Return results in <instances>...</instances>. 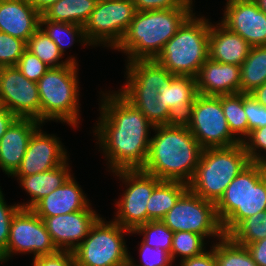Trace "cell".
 <instances>
[{"label":"cell","mask_w":266,"mask_h":266,"mask_svg":"<svg viewBox=\"0 0 266 266\" xmlns=\"http://www.w3.org/2000/svg\"><path fill=\"white\" fill-rule=\"evenodd\" d=\"M108 92L101 94L100 117L93 130L96 143L111 172L142 169L154 125L118 91Z\"/></svg>","instance_id":"obj_1"},{"label":"cell","mask_w":266,"mask_h":266,"mask_svg":"<svg viewBox=\"0 0 266 266\" xmlns=\"http://www.w3.org/2000/svg\"><path fill=\"white\" fill-rule=\"evenodd\" d=\"M146 162L141 170L161 181L188 184L199 164L203 147L185 123L154 126Z\"/></svg>","instance_id":"obj_2"},{"label":"cell","mask_w":266,"mask_h":266,"mask_svg":"<svg viewBox=\"0 0 266 266\" xmlns=\"http://www.w3.org/2000/svg\"><path fill=\"white\" fill-rule=\"evenodd\" d=\"M192 9L193 7H178L137 11L115 49L126 53L127 62L156 59L168 40L193 13Z\"/></svg>","instance_id":"obj_3"},{"label":"cell","mask_w":266,"mask_h":266,"mask_svg":"<svg viewBox=\"0 0 266 266\" xmlns=\"http://www.w3.org/2000/svg\"><path fill=\"white\" fill-rule=\"evenodd\" d=\"M195 13L184 21L155 59L173 75L196 78L208 59L211 22Z\"/></svg>","instance_id":"obj_4"},{"label":"cell","mask_w":266,"mask_h":266,"mask_svg":"<svg viewBox=\"0 0 266 266\" xmlns=\"http://www.w3.org/2000/svg\"><path fill=\"white\" fill-rule=\"evenodd\" d=\"M250 163L242 143L230 147L205 148L188 189L216 203L231 181Z\"/></svg>","instance_id":"obj_5"},{"label":"cell","mask_w":266,"mask_h":266,"mask_svg":"<svg viewBox=\"0 0 266 266\" xmlns=\"http://www.w3.org/2000/svg\"><path fill=\"white\" fill-rule=\"evenodd\" d=\"M78 64L71 62L50 68L38 81L40 122L59 121L69 126L79 124Z\"/></svg>","instance_id":"obj_6"},{"label":"cell","mask_w":266,"mask_h":266,"mask_svg":"<svg viewBox=\"0 0 266 266\" xmlns=\"http://www.w3.org/2000/svg\"><path fill=\"white\" fill-rule=\"evenodd\" d=\"M125 233L133 234L114 220L105 222L99 217L88 236L73 251L76 266H128Z\"/></svg>","instance_id":"obj_7"},{"label":"cell","mask_w":266,"mask_h":266,"mask_svg":"<svg viewBox=\"0 0 266 266\" xmlns=\"http://www.w3.org/2000/svg\"><path fill=\"white\" fill-rule=\"evenodd\" d=\"M184 123L204 149L230 147L240 143L230 132L222 108V95L198 94Z\"/></svg>","instance_id":"obj_8"},{"label":"cell","mask_w":266,"mask_h":266,"mask_svg":"<svg viewBox=\"0 0 266 266\" xmlns=\"http://www.w3.org/2000/svg\"><path fill=\"white\" fill-rule=\"evenodd\" d=\"M136 12L133 0H98L83 25L86 39L91 46L103 44L115 50Z\"/></svg>","instance_id":"obj_9"},{"label":"cell","mask_w":266,"mask_h":266,"mask_svg":"<svg viewBox=\"0 0 266 266\" xmlns=\"http://www.w3.org/2000/svg\"><path fill=\"white\" fill-rule=\"evenodd\" d=\"M171 231L195 232L205 239L224 234L216 214L215 203L205 200L187 189L174 207L161 220Z\"/></svg>","instance_id":"obj_10"},{"label":"cell","mask_w":266,"mask_h":266,"mask_svg":"<svg viewBox=\"0 0 266 266\" xmlns=\"http://www.w3.org/2000/svg\"><path fill=\"white\" fill-rule=\"evenodd\" d=\"M125 184L122 198L115 204L118 210L115 219L120 226L131 231L147 223V204L154 188L161 182L154 175L141 169L112 172Z\"/></svg>","instance_id":"obj_11"},{"label":"cell","mask_w":266,"mask_h":266,"mask_svg":"<svg viewBox=\"0 0 266 266\" xmlns=\"http://www.w3.org/2000/svg\"><path fill=\"white\" fill-rule=\"evenodd\" d=\"M44 221L31 209L20 208L10 224L9 239L0 258L8 261L12 255L34 254L33 258L57 253Z\"/></svg>","instance_id":"obj_12"},{"label":"cell","mask_w":266,"mask_h":266,"mask_svg":"<svg viewBox=\"0 0 266 266\" xmlns=\"http://www.w3.org/2000/svg\"><path fill=\"white\" fill-rule=\"evenodd\" d=\"M0 96L4 107L19 118L40 122V96L37 82L27 79L17 66L0 68Z\"/></svg>","instance_id":"obj_13"},{"label":"cell","mask_w":266,"mask_h":266,"mask_svg":"<svg viewBox=\"0 0 266 266\" xmlns=\"http://www.w3.org/2000/svg\"><path fill=\"white\" fill-rule=\"evenodd\" d=\"M225 27L240 35L252 47L266 46V13L255 0H226Z\"/></svg>","instance_id":"obj_14"},{"label":"cell","mask_w":266,"mask_h":266,"mask_svg":"<svg viewBox=\"0 0 266 266\" xmlns=\"http://www.w3.org/2000/svg\"><path fill=\"white\" fill-rule=\"evenodd\" d=\"M40 125L31 136L23 160L12 176H29L51 170L69 158L60 138L41 130Z\"/></svg>","instance_id":"obj_15"},{"label":"cell","mask_w":266,"mask_h":266,"mask_svg":"<svg viewBox=\"0 0 266 266\" xmlns=\"http://www.w3.org/2000/svg\"><path fill=\"white\" fill-rule=\"evenodd\" d=\"M90 206L65 215L41 218L59 251H74L88 236L90 228L100 217Z\"/></svg>","instance_id":"obj_16"},{"label":"cell","mask_w":266,"mask_h":266,"mask_svg":"<svg viewBox=\"0 0 266 266\" xmlns=\"http://www.w3.org/2000/svg\"><path fill=\"white\" fill-rule=\"evenodd\" d=\"M40 125L36 119L17 117L0 139V168L8 177L19 168L29 140Z\"/></svg>","instance_id":"obj_17"},{"label":"cell","mask_w":266,"mask_h":266,"mask_svg":"<svg viewBox=\"0 0 266 266\" xmlns=\"http://www.w3.org/2000/svg\"><path fill=\"white\" fill-rule=\"evenodd\" d=\"M241 67L209 58L196 76L197 92L203 96L240 93Z\"/></svg>","instance_id":"obj_18"},{"label":"cell","mask_w":266,"mask_h":266,"mask_svg":"<svg viewBox=\"0 0 266 266\" xmlns=\"http://www.w3.org/2000/svg\"><path fill=\"white\" fill-rule=\"evenodd\" d=\"M40 16L27 0H0V32L27 42L40 28Z\"/></svg>","instance_id":"obj_19"},{"label":"cell","mask_w":266,"mask_h":266,"mask_svg":"<svg viewBox=\"0 0 266 266\" xmlns=\"http://www.w3.org/2000/svg\"><path fill=\"white\" fill-rule=\"evenodd\" d=\"M247 167L228 185L215 203L216 214L224 236H228L246 219Z\"/></svg>","instance_id":"obj_20"},{"label":"cell","mask_w":266,"mask_h":266,"mask_svg":"<svg viewBox=\"0 0 266 266\" xmlns=\"http://www.w3.org/2000/svg\"><path fill=\"white\" fill-rule=\"evenodd\" d=\"M72 176L61 187L39 200L31 210L40 218H48L86 209L91 203Z\"/></svg>","instance_id":"obj_21"},{"label":"cell","mask_w":266,"mask_h":266,"mask_svg":"<svg viewBox=\"0 0 266 266\" xmlns=\"http://www.w3.org/2000/svg\"><path fill=\"white\" fill-rule=\"evenodd\" d=\"M251 45L221 22L210 24L208 58L218 63L241 66L250 52Z\"/></svg>","instance_id":"obj_22"},{"label":"cell","mask_w":266,"mask_h":266,"mask_svg":"<svg viewBox=\"0 0 266 266\" xmlns=\"http://www.w3.org/2000/svg\"><path fill=\"white\" fill-rule=\"evenodd\" d=\"M158 101L169 108L177 123H184L189 117L197 92L196 78L174 75L169 84L158 89Z\"/></svg>","instance_id":"obj_23"},{"label":"cell","mask_w":266,"mask_h":266,"mask_svg":"<svg viewBox=\"0 0 266 266\" xmlns=\"http://www.w3.org/2000/svg\"><path fill=\"white\" fill-rule=\"evenodd\" d=\"M125 67L126 83L119 90L158 91L169 84L174 76L155 59L128 61Z\"/></svg>","instance_id":"obj_24"},{"label":"cell","mask_w":266,"mask_h":266,"mask_svg":"<svg viewBox=\"0 0 266 266\" xmlns=\"http://www.w3.org/2000/svg\"><path fill=\"white\" fill-rule=\"evenodd\" d=\"M68 161L51 170L33 174L29 176H12L17 177L20 186L31 196L27 203H19L21 208L31 209L39 200L48 196L55 189L61 187L72 175L69 170Z\"/></svg>","instance_id":"obj_25"},{"label":"cell","mask_w":266,"mask_h":266,"mask_svg":"<svg viewBox=\"0 0 266 266\" xmlns=\"http://www.w3.org/2000/svg\"><path fill=\"white\" fill-rule=\"evenodd\" d=\"M127 101L135 106L154 125L177 123L171 111L163 102L158 101V91L150 90H117Z\"/></svg>","instance_id":"obj_26"},{"label":"cell","mask_w":266,"mask_h":266,"mask_svg":"<svg viewBox=\"0 0 266 266\" xmlns=\"http://www.w3.org/2000/svg\"><path fill=\"white\" fill-rule=\"evenodd\" d=\"M188 184L179 181H161L153 190L147 204V222L160 221L174 207Z\"/></svg>","instance_id":"obj_27"},{"label":"cell","mask_w":266,"mask_h":266,"mask_svg":"<svg viewBox=\"0 0 266 266\" xmlns=\"http://www.w3.org/2000/svg\"><path fill=\"white\" fill-rule=\"evenodd\" d=\"M98 0H58L45 9L41 16L49 21L84 25Z\"/></svg>","instance_id":"obj_28"},{"label":"cell","mask_w":266,"mask_h":266,"mask_svg":"<svg viewBox=\"0 0 266 266\" xmlns=\"http://www.w3.org/2000/svg\"><path fill=\"white\" fill-rule=\"evenodd\" d=\"M240 67V92L250 94L266 82V46L251 47Z\"/></svg>","instance_id":"obj_29"},{"label":"cell","mask_w":266,"mask_h":266,"mask_svg":"<svg viewBox=\"0 0 266 266\" xmlns=\"http://www.w3.org/2000/svg\"><path fill=\"white\" fill-rule=\"evenodd\" d=\"M266 211V172L261 163L247 166L246 218Z\"/></svg>","instance_id":"obj_30"},{"label":"cell","mask_w":266,"mask_h":266,"mask_svg":"<svg viewBox=\"0 0 266 266\" xmlns=\"http://www.w3.org/2000/svg\"><path fill=\"white\" fill-rule=\"evenodd\" d=\"M26 50L37 56L50 68L62 67L71 62L78 64L74 56L67 57L68 60L60 61L63 58L62 52L41 28H39L26 42Z\"/></svg>","instance_id":"obj_31"},{"label":"cell","mask_w":266,"mask_h":266,"mask_svg":"<svg viewBox=\"0 0 266 266\" xmlns=\"http://www.w3.org/2000/svg\"><path fill=\"white\" fill-rule=\"evenodd\" d=\"M40 28L55 42L63 55L66 52L65 49L71 47L76 41L83 43L84 46H91L82 25L49 21L40 16ZM77 38L79 39L76 40Z\"/></svg>","instance_id":"obj_32"},{"label":"cell","mask_w":266,"mask_h":266,"mask_svg":"<svg viewBox=\"0 0 266 266\" xmlns=\"http://www.w3.org/2000/svg\"><path fill=\"white\" fill-rule=\"evenodd\" d=\"M222 108L230 132L242 143L248 137V119L244 111V93L222 95Z\"/></svg>","instance_id":"obj_33"},{"label":"cell","mask_w":266,"mask_h":266,"mask_svg":"<svg viewBox=\"0 0 266 266\" xmlns=\"http://www.w3.org/2000/svg\"><path fill=\"white\" fill-rule=\"evenodd\" d=\"M217 266H258L245 246L238 245L229 236L215 243Z\"/></svg>","instance_id":"obj_34"},{"label":"cell","mask_w":266,"mask_h":266,"mask_svg":"<svg viewBox=\"0 0 266 266\" xmlns=\"http://www.w3.org/2000/svg\"><path fill=\"white\" fill-rule=\"evenodd\" d=\"M228 236L238 245L245 247L266 238V211L249 216Z\"/></svg>","instance_id":"obj_35"},{"label":"cell","mask_w":266,"mask_h":266,"mask_svg":"<svg viewBox=\"0 0 266 266\" xmlns=\"http://www.w3.org/2000/svg\"><path fill=\"white\" fill-rule=\"evenodd\" d=\"M204 241L205 238L195 232H175L170 252L173 262L178 256L181 257V260H184L202 254L206 251L205 245L207 243H204Z\"/></svg>","instance_id":"obj_36"},{"label":"cell","mask_w":266,"mask_h":266,"mask_svg":"<svg viewBox=\"0 0 266 266\" xmlns=\"http://www.w3.org/2000/svg\"><path fill=\"white\" fill-rule=\"evenodd\" d=\"M134 234L143 235L142 242L148 246L161 248L171 252L174 232L171 231L161 220L149 221L139 225L132 231Z\"/></svg>","instance_id":"obj_37"},{"label":"cell","mask_w":266,"mask_h":266,"mask_svg":"<svg viewBox=\"0 0 266 266\" xmlns=\"http://www.w3.org/2000/svg\"><path fill=\"white\" fill-rule=\"evenodd\" d=\"M25 50V41L0 32V68L16 66Z\"/></svg>","instance_id":"obj_38"},{"label":"cell","mask_w":266,"mask_h":266,"mask_svg":"<svg viewBox=\"0 0 266 266\" xmlns=\"http://www.w3.org/2000/svg\"><path fill=\"white\" fill-rule=\"evenodd\" d=\"M139 253L143 263L135 264L129 252L128 266H172L173 260L170 253L161 248L148 246L141 241Z\"/></svg>","instance_id":"obj_39"},{"label":"cell","mask_w":266,"mask_h":266,"mask_svg":"<svg viewBox=\"0 0 266 266\" xmlns=\"http://www.w3.org/2000/svg\"><path fill=\"white\" fill-rule=\"evenodd\" d=\"M16 66L27 79L35 82L50 69L48 65L28 50L23 52Z\"/></svg>","instance_id":"obj_40"},{"label":"cell","mask_w":266,"mask_h":266,"mask_svg":"<svg viewBox=\"0 0 266 266\" xmlns=\"http://www.w3.org/2000/svg\"><path fill=\"white\" fill-rule=\"evenodd\" d=\"M242 144L250 162L260 163L266 157V126L251 131ZM263 150L264 155L261 153Z\"/></svg>","instance_id":"obj_41"},{"label":"cell","mask_w":266,"mask_h":266,"mask_svg":"<svg viewBox=\"0 0 266 266\" xmlns=\"http://www.w3.org/2000/svg\"><path fill=\"white\" fill-rule=\"evenodd\" d=\"M244 111L248 119V136L251 131L266 126V107L251 94L244 93Z\"/></svg>","instance_id":"obj_42"},{"label":"cell","mask_w":266,"mask_h":266,"mask_svg":"<svg viewBox=\"0 0 266 266\" xmlns=\"http://www.w3.org/2000/svg\"><path fill=\"white\" fill-rule=\"evenodd\" d=\"M2 192L0 188V254L7 247L11 220L15 213L21 208L18 203L7 205Z\"/></svg>","instance_id":"obj_43"},{"label":"cell","mask_w":266,"mask_h":266,"mask_svg":"<svg viewBox=\"0 0 266 266\" xmlns=\"http://www.w3.org/2000/svg\"><path fill=\"white\" fill-rule=\"evenodd\" d=\"M136 11L193 7V0H133Z\"/></svg>","instance_id":"obj_44"},{"label":"cell","mask_w":266,"mask_h":266,"mask_svg":"<svg viewBox=\"0 0 266 266\" xmlns=\"http://www.w3.org/2000/svg\"><path fill=\"white\" fill-rule=\"evenodd\" d=\"M33 266H76L73 251H58L55 254L33 258Z\"/></svg>","instance_id":"obj_45"},{"label":"cell","mask_w":266,"mask_h":266,"mask_svg":"<svg viewBox=\"0 0 266 266\" xmlns=\"http://www.w3.org/2000/svg\"><path fill=\"white\" fill-rule=\"evenodd\" d=\"M211 248L198 256L180 260V266H217L215 244Z\"/></svg>","instance_id":"obj_46"},{"label":"cell","mask_w":266,"mask_h":266,"mask_svg":"<svg viewBox=\"0 0 266 266\" xmlns=\"http://www.w3.org/2000/svg\"><path fill=\"white\" fill-rule=\"evenodd\" d=\"M246 248L258 266H266V238L248 244Z\"/></svg>","instance_id":"obj_47"},{"label":"cell","mask_w":266,"mask_h":266,"mask_svg":"<svg viewBox=\"0 0 266 266\" xmlns=\"http://www.w3.org/2000/svg\"><path fill=\"white\" fill-rule=\"evenodd\" d=\"M16 118L17 117L6 108L0 112V139Z\"/></svg>","instance_id":"obj_48"},{"label":"cell","mask_w":266,"mask_h":266,"mask_svg":"<svg viewBox=\"0 0 266 266\" xmlns=\"http://www.w3.org/2000/svg\"><path fill=\"white\" fill-rule=\"evenodd\" d=\"M250 94L255 98V100L259 104L266 107V82L263 85H261L260 87H257Z\"/></svg>","instance_id":"obj_49"},{"label":"cell","mask_w":266,"mask_h":266,"mask_svg":"<svg viewBox=\"0 0 266 266\" xmlns=\"http://www.w3.org/2000/svg\"><path fill=\"white\" fill-rule=\"evenodd\" d=\"M33 5L40 13L47 9L50 5L54 4L58 0H27Z\"/></svg>","instance_id":"obj_50"},{"label":"cell","mask_w":266,"mask_h":266,"mask_svg":"<svg viewBox=\"0 0 266 266\" xmlns=\"http://www.w3.org/2000/svg\"><path fill=\"white\" fill-rule=\"evenodd\" d=\"M258 5H259V8L266 13V0H255Z\"/></svg>","instance_id":"obj_51"},{"label":"cell","mask_w":266,"mask_h":266,"mask_svg":"<svg viewBox=\"0 0 266 266\" xmlns=\"http://www.w3.org/2000/svg\"><path fill=\"white\" fill-rule=\"evenodd\" d=\"M260 163L263 167V170L266 172V157Z\"/></svg>","instance_id":"obj_52"},{"label":"cell","mask_w":266,"mask_h":266,"mask_svg":"<svg viewBox=\"0 0 266 266\" xmlns=\"http://www.w3.org/2000/svg\"><path fill=\"white\" fill-rule=\"evenodd\" d=\"M4 104H3V101H2V98L0 96V112L4 109Z\"/></svg>","instance_id":"obj_53"}]
</instances>
